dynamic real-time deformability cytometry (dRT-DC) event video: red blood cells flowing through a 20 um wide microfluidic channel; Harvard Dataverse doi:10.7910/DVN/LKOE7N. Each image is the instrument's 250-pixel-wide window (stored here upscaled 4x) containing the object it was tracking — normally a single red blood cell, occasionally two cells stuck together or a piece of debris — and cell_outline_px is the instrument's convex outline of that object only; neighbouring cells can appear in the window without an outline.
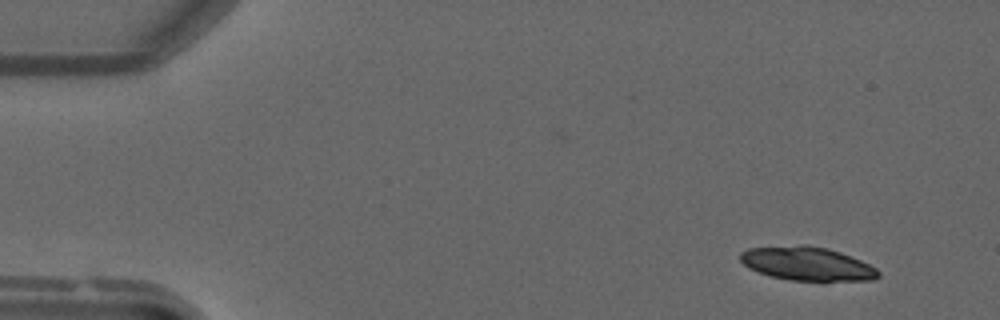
{"species": "common noctule bat (a hibernating species)", "species_latin": "Nyctalus noctula", "temperature_condition": "warm", "stored_images_in_passage": 48, "camera_frame_rate_fps": 3000, "um_per_image_px": 0.085, "animal": {"sex": "male", "forearm_length_mm": 52.5}, "frame": {"image": 1, "passage_image": 3, "time_ms": 0.667, "image_size_px": [1000, 320], "cell_outline_px": [[880, 276], [876, 280], [788, 280], [772, 276], [748, 268], [740, 260], [740, 252], [748, 248], [800, 244], [804, 244], [828, 248], [840, 252], [860, 260], [876, 268], [880, 272]], "centroid_in_image_um": [68.6, 22.4], "position_along_channel_um": 16.4, "area_um2": 27.05}}
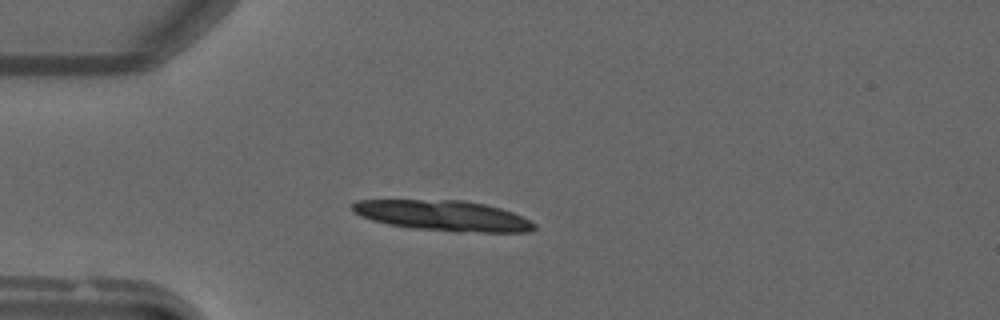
{"frame": {"image": 2, "passage_image": 12, "time_ms": 3.667, "image_size_px": [1000, 320], "cell_outline_px": [[536, 228], [532, 232], [456, 232], [412, 228], [388, 224], [372, 220], [360, 216], [352, 212], [352, 204], [356, 200], [464, 200], [484, 204], [500, 208], [512, 212], [536, 224]], "centroid_in_image_um": [37.66, 18.33], "position_along_channel_um": 47.3, "area_um2": 32.37}}